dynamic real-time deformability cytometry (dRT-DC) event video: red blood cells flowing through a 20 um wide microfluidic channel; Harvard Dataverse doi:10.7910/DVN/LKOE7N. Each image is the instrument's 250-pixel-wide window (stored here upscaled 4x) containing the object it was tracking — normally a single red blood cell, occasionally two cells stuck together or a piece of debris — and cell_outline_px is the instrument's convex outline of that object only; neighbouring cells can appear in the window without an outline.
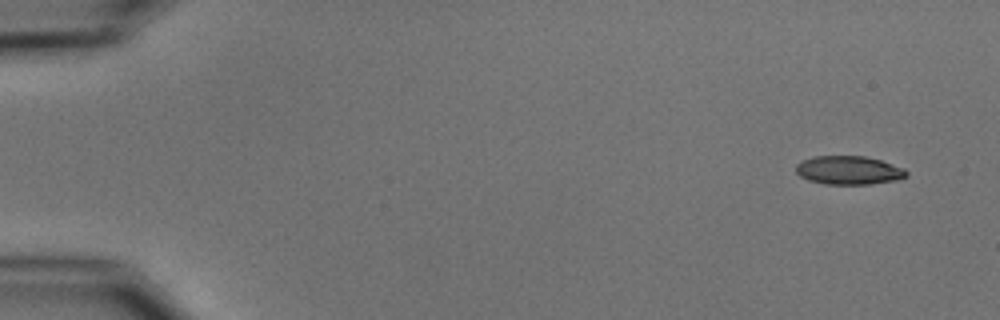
{"species": "common noctule bat (a hibernating species)", "species_latin": "Nyctalus noctula", "temperature_condition": "cold", "stored_images_in_passage": 6, "camera_frame_rate_fps": 3000, "um_per_image_px": 0.085, "animal": {"sex": "male", "body_mass_g": 15.6}, "frame": {"image": 1, "passage_image": 1, "time_ms": 0.0, "image_size_px": [1000, 320], "cell_outline_px": [[908, 176], [896, 180], [868, 184], [824, 184], [808, 180], [800, 176], [796, 172], [796, 164], [800, 160], [812, 156], [864, 156], [880, 160], [904, 168], [908, 172]], "centroid_in_image_um": [72.11, 14.46], "position_along_channel_um": 12.9, "area_um2": 18.5}}
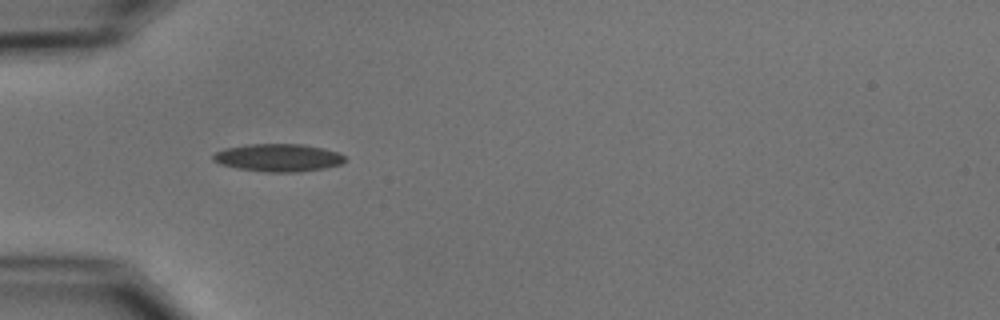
{"frame": {"image": 2, "passage_image": 5, "time_ms": 4.667, "image_size_px": [1000, 320], "cell_outline_px": [[344, 160], [340, 164], [324, 168], [296, 172], [268, 172], [236, 168], [220, 164], [212, 160], [212, 156], [216, 152], [224, 148], [248, 144], [304, 144], [324, 148], [340, 152], [344, 156]], "centroid_in_image_um": [23.63, 13.39], "position_along_channel_um": 61.4, "area_um2": 21.33}}